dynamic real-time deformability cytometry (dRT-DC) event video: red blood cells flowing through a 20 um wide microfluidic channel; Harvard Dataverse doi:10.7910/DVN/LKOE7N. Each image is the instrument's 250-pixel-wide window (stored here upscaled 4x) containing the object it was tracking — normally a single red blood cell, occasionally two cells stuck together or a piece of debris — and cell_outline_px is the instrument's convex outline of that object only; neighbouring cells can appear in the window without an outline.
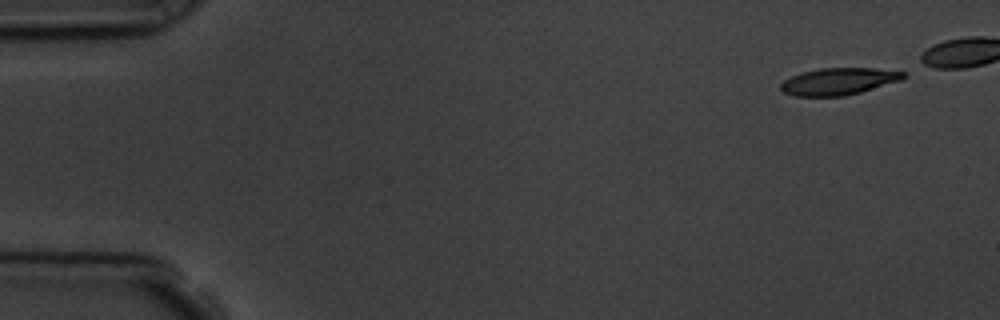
{"species": "common noctule bat (a hibernating species)", "species_latin": "Nyctalus noctula", "temperature_condition": "room temperature", "stored_images_in_passage": 11, "camera_frame_rate_fps": 3000, "um_per_image_px": 0.085, "animal": {"sex": "male", "body_mass_g": 19.5, "forearm_length_mm": 54.6}, "frame": {"image": 1, "passage_image": 1, "time_ms": 0.0, "image_size_px": [1000, 320], "cell_outline_px": [[908, 76], [900, 80], [860, 92], [844, 96], [796, 96], [784, 92], [780, 88], [780, 84], [784, 80], [800, 72], [820, 68], [872, 68], [904, 72]], "centroid_in_image_um": [71.26, 6.91], "position_along_channel_um": 13.7, "area_um2": 19.13}}
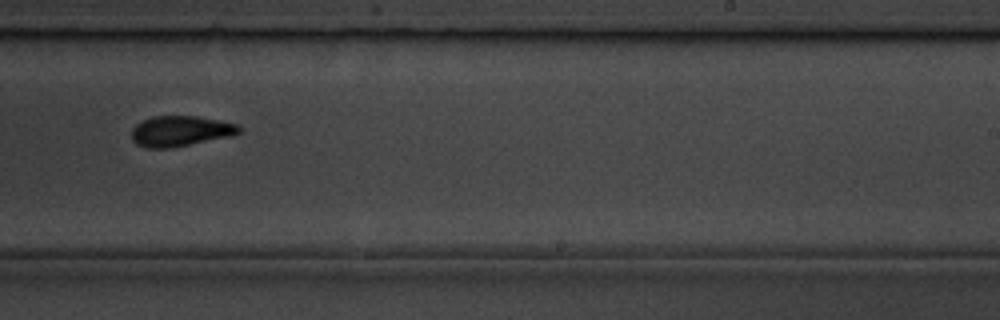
{"frame": {"image": 2, "passage_image": 10, "time_ms": 12.0, "image_size_px": [1000, 320], "cell_outline_px": [[240, 132], [232, 136], [168, 148], [148, 148], [136, 144], [132, 140], [132, 128], [136, 124], [152, 116], [196, 116], [236, 124], [240, 128]], "centroid_in_image_um": [15.3, 11.14], "position_along_channel_um": 273.7, "area_um2": 18.84}}